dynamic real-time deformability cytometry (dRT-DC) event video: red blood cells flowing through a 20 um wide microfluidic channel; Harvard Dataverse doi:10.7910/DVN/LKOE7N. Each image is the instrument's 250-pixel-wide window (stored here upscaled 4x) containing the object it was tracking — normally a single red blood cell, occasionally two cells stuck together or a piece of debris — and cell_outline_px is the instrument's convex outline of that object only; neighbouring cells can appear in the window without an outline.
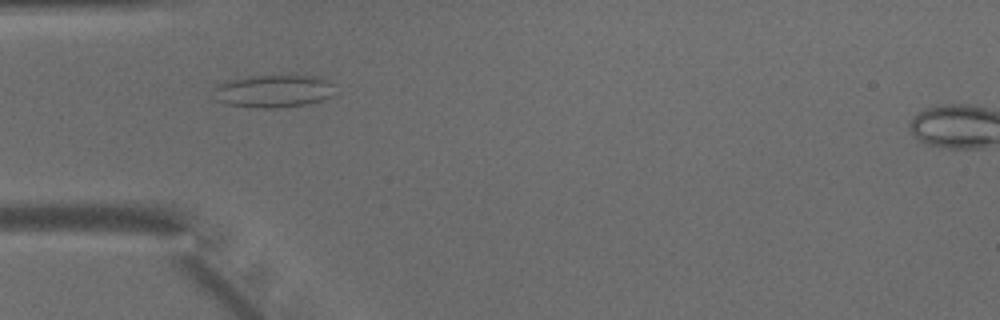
{"species": "common noctule bat (a hibernating species)", "species_latin": "Nyctalus noctula", "temperature_condition": "warm", "stored_images_in_passage": 32, "camera_frame_rate_fps": 3000, "um_per_image_px": 0.085, "animal": {"sex": "male", "body_mass_g": 15.6}, "frame": {"image": 1, "passage_image": 3, "time_ms": 0.667, "image_size_px": [1000, 320], "cell_outline_px": [[332, 96], [308, 104], [276, 108], [260, 108], [224, 104], [216, 100], [212, 88], [216, 84], [248, 76], [316, 76], [328, 80], [332, 84]], "centroid_in_image_um": [23.19, 7.75], "position_along_channel_um": 61.8, "area_um2": 23.06}}
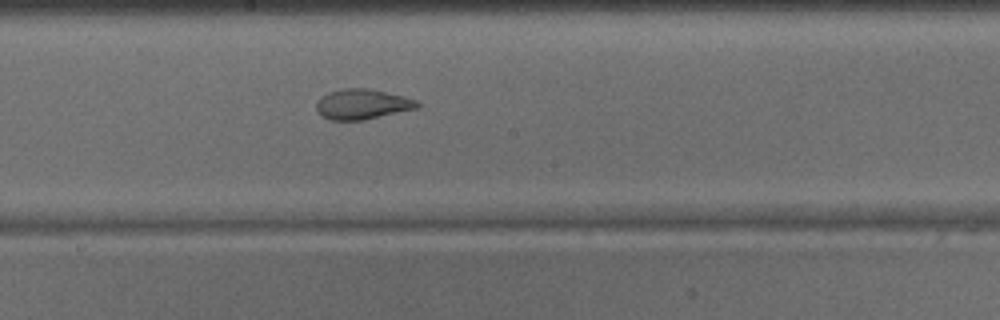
{"frame": {"image": 2, "passage_image": 14, "time_ms": 4.333, "image_size_px": [1000, 320], "cell_outline_px": [[420, 108], [364, 120], [332, 120], [320, 116], [316, 112], [316, 104], [320, 96], [328, 92], [344, 88], [368, 88], [404, 96], [416, 100], [420, 104]], "centroid_in_image_um": [30.78, 8.86], "position_along_channel_um": 217.4, "area_um2": 18.03}}
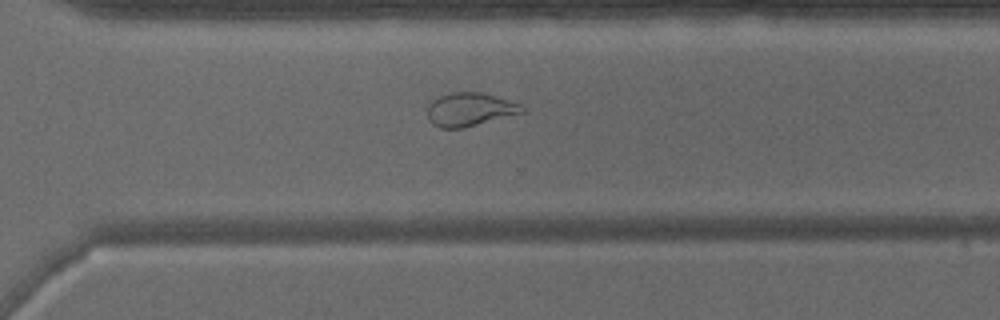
{"frame": {"image": 3, "passage_image": 22, "time_ms": 7.0, "image_size_px": [1000, 320], "cell_outline_px": [[524, 112], [464, 128], [440, 128], [432, 124], [428, 120], [428, 104], [432, 100], [440, 96], [452, 92], [484, 92], [520, 104], [524, 108]], "centroid_in_image_um": [39.91, 9.3], "position_along_channel_um": 330.7, "area_um2": 18.44}}